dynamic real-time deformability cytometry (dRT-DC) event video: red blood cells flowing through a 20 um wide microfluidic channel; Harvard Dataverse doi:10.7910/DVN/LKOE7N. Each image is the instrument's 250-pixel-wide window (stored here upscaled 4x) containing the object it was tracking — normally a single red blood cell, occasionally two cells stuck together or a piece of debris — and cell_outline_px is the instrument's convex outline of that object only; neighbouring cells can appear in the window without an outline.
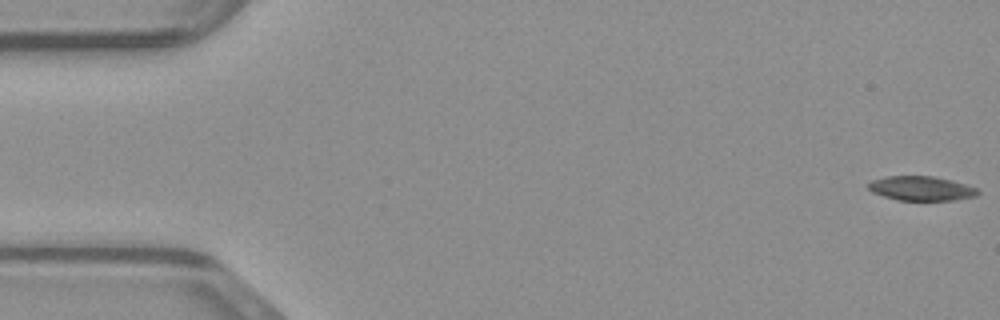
{"species": "common noctule bat (a hibernating species)", "species_latin": "Nyctalus noctula", "temperature_condition": "warm", "stored_images_in_passage": 48, "camera_frame_rate_fps": 3000, "um_per_image_px": 0.085, "animal": {"sex": "male", "body_mass_g": 23.1, "forearm_length_mm": 52.7}, "frame": {"image": 1, "passage_image": 1, "time_ms": 0.0, "image_size_px": [1000, 320], "cell_outline_px": [[980, 192], [976, 196], [952, 200], [896, 200], [872, 192], [868, 188], [868, 184], [872, 180], [888, 176], [932, 176], [952, 180], [976, 188]], "centroid_in_image_um": [78.29, 16.01], "position_along_channel_um": 6.7, "area_um2": 15.43}}
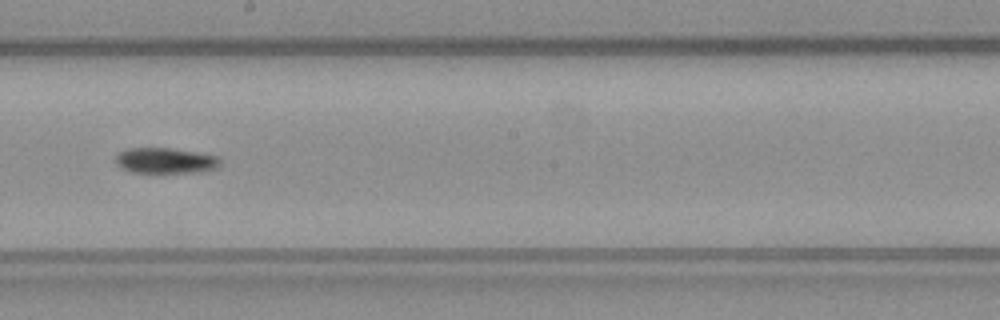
{"frame": {"image": 2, "passage_image": 27, "time_ms": 8.667, "image_size_px": [1000, 320], "cell_outline_px": [[220, 164], [216, 168], [196, 172], [132, 172], [120, 168], [116, 164], [116, 152], [128, 148], [168, 148], [196, 152], [220, 156]], "centroid_in_image_um": [14.03, 13.64], "position_along_channel_um": 234.2, "area_um2": 15.61}}
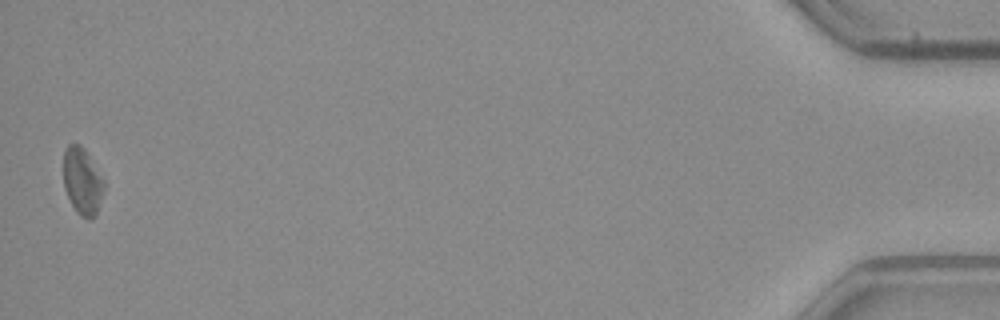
{"frame": {"image": 3, "passage_image": 48, "time_ms": 15.667, "image_size_px": [1000, 320], "cell_outline_px": [[104, 188], [96, 212], [88, 220], [80, 216], [76, 212], [64, 188], [64, 152], [68, 144], [80, 144], [84, 148], [104, 180]], "centroid_in_image_um": [6.98, 15.39], "position_along_channel_um": 428.2, "area_um2": 15.49}}